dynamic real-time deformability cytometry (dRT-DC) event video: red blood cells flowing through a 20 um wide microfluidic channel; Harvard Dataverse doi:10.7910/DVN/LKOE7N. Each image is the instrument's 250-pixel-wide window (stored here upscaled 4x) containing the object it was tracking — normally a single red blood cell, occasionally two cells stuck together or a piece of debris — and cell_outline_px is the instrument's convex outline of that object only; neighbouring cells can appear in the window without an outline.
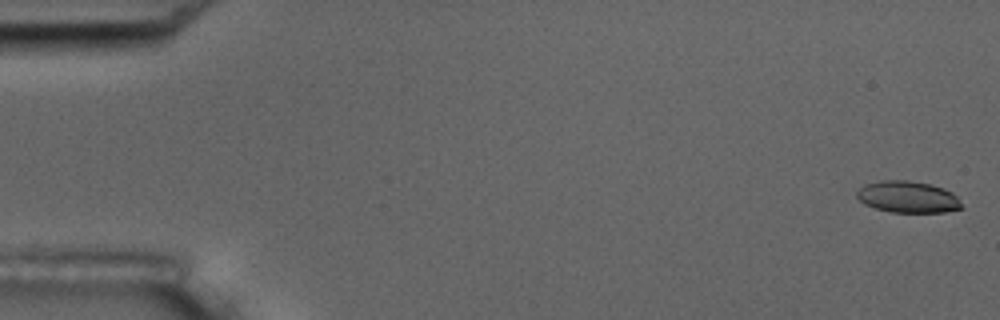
{"species": "common noctule bat (a hibernating species)", "species_latin": "Nyctalus noctula", "temperature_condition": "room temperature", "stored_images_in_passage": 5, "camera_frame_rate_fps": 3000, "um_per_image_px": 0.085, "animal": {"sex": "male", "body_mass_g": 17.5, "forearm_length_mm": 52.3}, "frame": {"image": 1, "passage_image": 1, "time_ms": 0.0, "image_size_px": [1000, 320], "cell_outline_px": [[964, 208], [944, 212], [892, 212], [876, 208], [864, 204], [856, 196], [856, 192], [864, 184], [880, 180], [908, 180], [928, 184], [944, 188], [952, 192], [956, 196]], "centroid_in_image_um": [77.16, 16.73], "position_along_channel_um": 7.8, "area_um2": 19.31}}
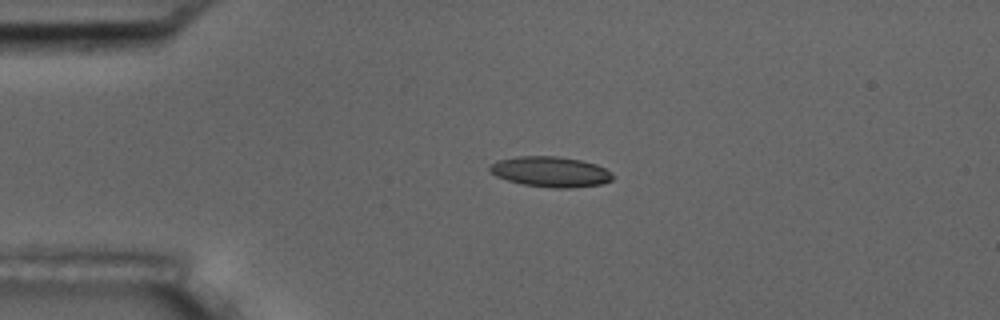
{"frame": {"image": 2, "passage_image": 4, "time_ms": 4.0, "image_size_px": [1000, 320], "cell_outline_px": [[616, 176], [612, 180], [600, 184], [572, 188], [552, 188], [524, 184], [508, 180], [496, 176], [488, 168], [492, 164], [500, 160], [520, 156], [556, 156], [580, 160], [596, 164], [612, 172]], "centroid_in_image_um": [46.85, 14.6], "position_along_channel_um": 38.1, "area_um2": 21.62}}